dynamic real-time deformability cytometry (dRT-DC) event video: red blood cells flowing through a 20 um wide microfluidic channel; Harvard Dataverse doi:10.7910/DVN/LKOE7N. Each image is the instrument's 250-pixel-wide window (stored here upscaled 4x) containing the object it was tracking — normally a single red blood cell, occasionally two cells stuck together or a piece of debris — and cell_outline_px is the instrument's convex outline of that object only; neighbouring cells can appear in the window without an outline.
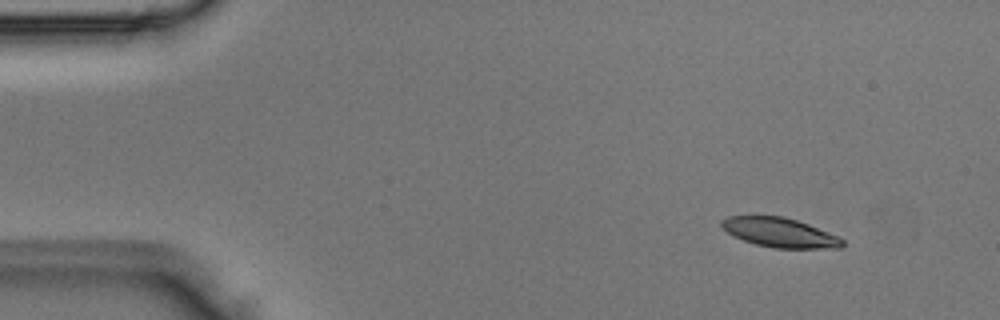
{"species": "Egyptian fruit bat (a non-hibernating species)", "species_latin": "Rousettus aegyptiacus", "temperature_condition": "room temperature", "stored_images_in_passage": 6, "camera_frame_rate_fps": 3000, "um_per_image_px": 0.085, "animal": {"sex": "male"}, "frame": {"image": 1, "passage_image": 1, "time_ms": 0.0, "image_size_px": [1000, 320], "cell_outline_px": [[844, 244], [840, 248], [772, 248], [756, 244], [744, 240], [728, 232], [720, 224], [720, 220], [728, 216], [784, 216], [808, 224], [836, 236], [844, 240]], "centroid_in_image_um": [66.27, 19.76], "position_along_channel_um": 18.7, "area_um2": 20.4}}
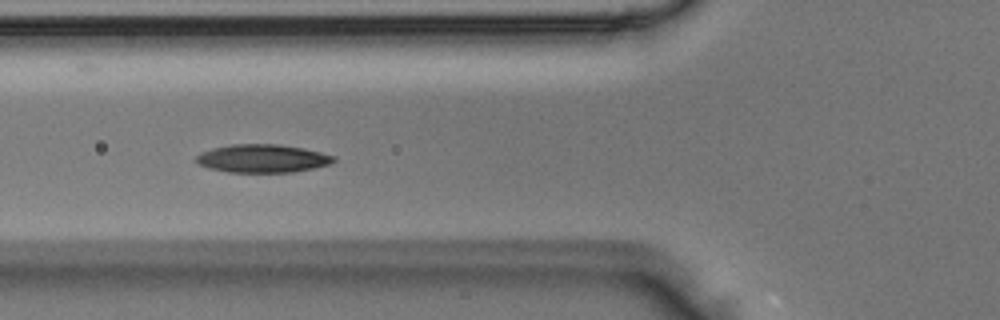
{"frame": {"image": 2, "passage_image": 4, "time_ms": 1.0, "image_size_px": [1000, 320], "cell_outline_px": [[336, 160], [328, 164], [312, 168], [292, 172], [228, 172], [208, 168], [200, 164], [196, 160], [196, 156], [200, 152], [212, 148], [232, 144], [280, 144], [304, 148], [336, 156]], "centroid_in_image_um": [22.3, 13.46], "position_along_channel_um": 103.5, "area_um2": 22.54}}
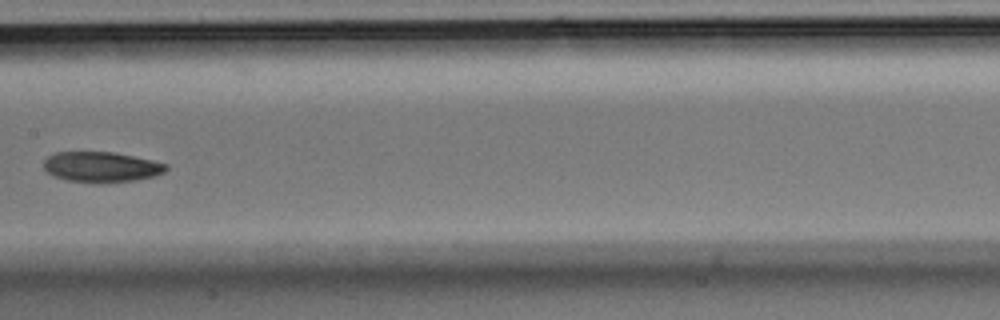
{"frame": {"image": 3, "passage_image": 6, "time_ms": 1.667, "image_size_px": [1000, 320], "cell_outline_px": [[168, 168], [164, 172], [156, 176], [136, 180], [96, 184], [64, 180], [52, 176], [44, 168], [44, 160], [48, 156], [56, 152], [112, 152], [152, 160], [168, 164]], "centroid_in_image_um": [8.61, 14.21], "position_along_channel_um": 198.8, "area_um2": 21.96}}